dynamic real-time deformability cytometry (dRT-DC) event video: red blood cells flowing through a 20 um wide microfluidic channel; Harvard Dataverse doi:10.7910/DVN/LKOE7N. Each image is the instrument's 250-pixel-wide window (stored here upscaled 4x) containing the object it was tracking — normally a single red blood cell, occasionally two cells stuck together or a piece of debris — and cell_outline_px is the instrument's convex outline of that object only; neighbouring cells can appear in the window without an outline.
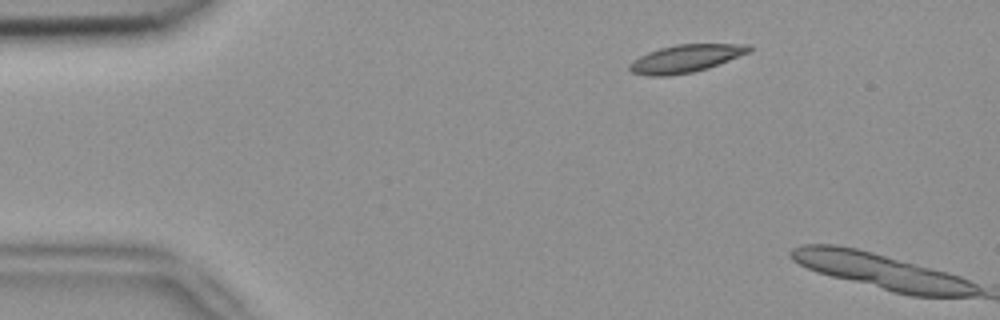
{"species": "common noctule bat (a hibernating species)", "species_latin": "Nyctalus noctula", "temperature_condition": "room temperature", "stored_images_in_passage": 3, "camera_frame_rate_fps": 3000, "um_per_image_px": 0.085, "animal": {"sex": "female", "body_mass_g": 18.4}, "frame": {"image": 1, "passage_image": 2, "time_ms": 0.333, "image_size_px": [1000, 320], "cell_outline_px": [[752, 52], [708, 68], [692, 72], [668, 76], [648, 76], [632, 72], [628, 68], [628, 64], [632, 60], [648, 52], [660, 48], [676, 44], [752, 44]], "centroid_in_image_um": [58.31, 4.97], "position_along_channel_um": 26.7, "area_um2": 19.48}}